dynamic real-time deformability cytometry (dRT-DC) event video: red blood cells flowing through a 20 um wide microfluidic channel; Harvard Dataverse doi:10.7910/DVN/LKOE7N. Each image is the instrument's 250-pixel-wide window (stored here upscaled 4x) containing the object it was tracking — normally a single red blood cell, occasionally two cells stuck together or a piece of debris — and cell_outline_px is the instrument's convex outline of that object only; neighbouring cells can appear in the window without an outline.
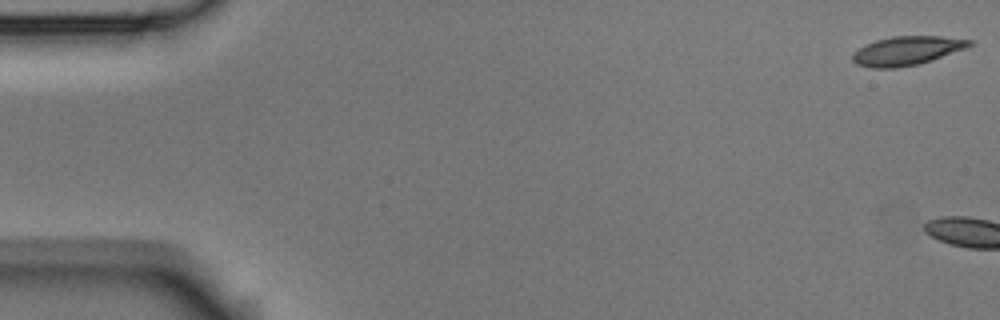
{"species": "Egyptian fruit bat (a non-hibernating species)", "species_latin": "Rousettus aegyptiacus", "temperature_condition": "room temperature", "stored_images_in_passage": 4, "camera_frame_rate_fps": 3000, "um_per_image_px": 0.085, "animal": {"sex": "male"}, "frame": {"image": 1, "passage_image": 1, "time_ms": 0.0, "image_size_px": [1000, 320], "cell_outline_px": [[972, 44], [968, 48], [920, 64], [896, 68], [872, 68], [856, 64], [852, 60], [852, 52], [876, 40], [892, 36], [940, 36], [972, 40]], "centroid_in_image_um": [77.1, 4.32], "position_along_channel_um": 7.9, "area_um2": 19.77}}